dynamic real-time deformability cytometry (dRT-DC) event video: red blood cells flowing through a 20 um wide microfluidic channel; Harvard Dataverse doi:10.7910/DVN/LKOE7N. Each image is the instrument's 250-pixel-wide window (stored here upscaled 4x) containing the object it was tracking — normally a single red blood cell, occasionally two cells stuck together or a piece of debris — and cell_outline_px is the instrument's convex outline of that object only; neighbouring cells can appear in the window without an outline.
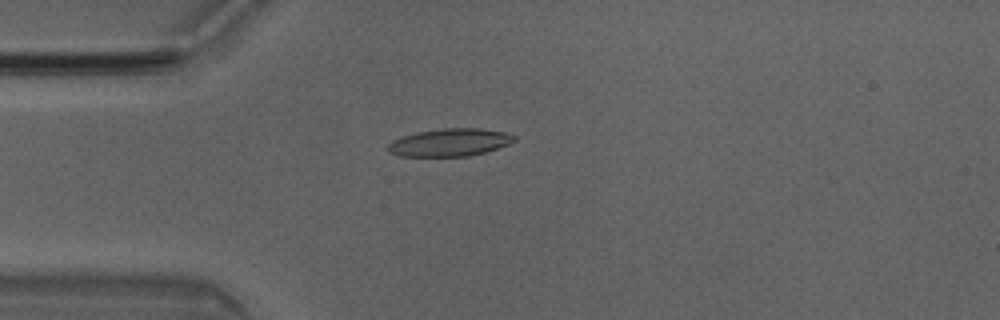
{"species": "Egyptian fruit bat (a non-hibernating species)", "species_latin": "Rousettus aegyptiacus", "temperature_condition": "room temperature", "stored_images_in_passage": 50, "camera_frame_rate_fps": 3000, "um_per_image_px": 0.085, "animal": {"sex": "male"}, "frame": {"image": 1, "passage_image": 13, "time_ms": 4.0, "image_size_px": [1000, 320], "cell_outline_px": [[516, 140], [508, 144], [484, 152], [468, 156], [400, 156], [388, 152], [388, 144], [392, 140], [400, 136], [416, 132], [444, 128], [484, 128], [508, 132], [516, 136]], "centroid_in_image_um": [38.23, 12.09], "position_along_channel_um": 46.8, "area_um2": 20.52}}
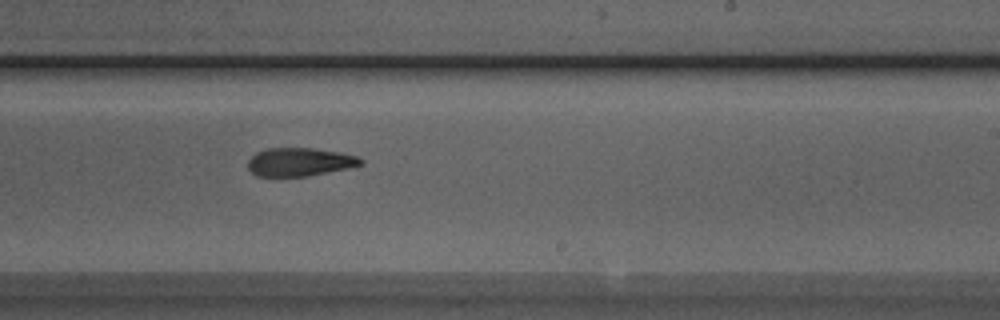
{"frame": {"image": 2, "passage_image": 30, "time_ms": 9.667, "image_size_px": [1000, 320], "cell_outline_px": [[364, 164], [348, 168], [308, 176], [256, 176], [248, 168], [248, 160], [256, 152], [268, 148], [312, 148], [340, 152], [356, 156], [364, 160]], "centroid_in_image_um": [25.48, 13.76], "position_along_channel_um": 263.5, "area_um2": 18.61}}
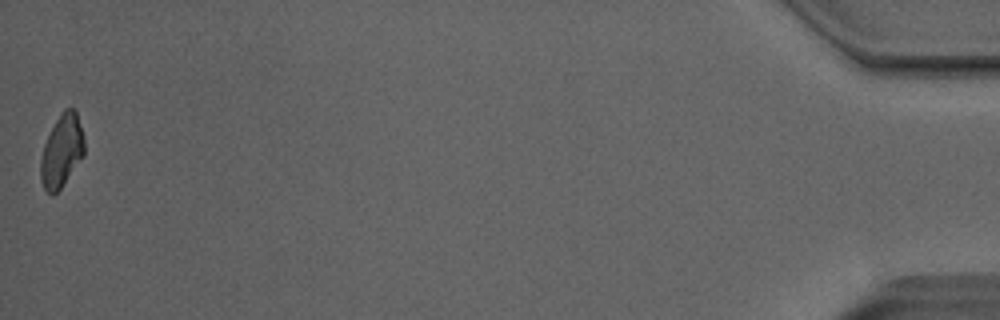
{"frame": {"image": 3, "passage_image": 50, "time_ms": 16.333, "image_size_px": [1000, 320], "cell_outline_px": [[84, 156], [60, 188], [52, 196], [44, 188], [40, 180], [40, 160], [44, 144], [60, 112], [64, 108], [72, 108], [76, 112], [84, 136]], "centroid_in_image_um": [5.24, 12.83], "position_along_channel_um": 430.0, "area_um2": 18.38}, "authors_computed_cell_mechanics": {"area_um2": 19.7387, "velocity_mm_per_s": 4.0612, "shape_relaxation_time_tau1_ms": 10.6276, "shape_relaxation_time_tau2_ms": 8.2563, "deformation_change_tau1": 0.2671, "deformation_change_tau2": 0.1775}}